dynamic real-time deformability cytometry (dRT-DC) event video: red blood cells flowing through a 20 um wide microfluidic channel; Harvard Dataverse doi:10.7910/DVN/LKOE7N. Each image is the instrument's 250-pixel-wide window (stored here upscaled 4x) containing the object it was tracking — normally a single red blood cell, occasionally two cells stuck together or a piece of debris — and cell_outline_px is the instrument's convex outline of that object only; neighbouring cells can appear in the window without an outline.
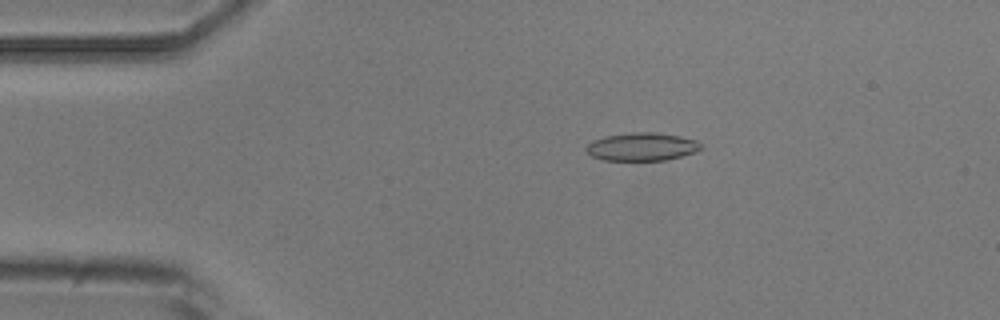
{"species": "common noctule bat (a hibernating species)", "species_latin": "Nyctalus noctula", "temperature_condition": "room temperature", "stored_images_in_passage": 2, "camera_frame_rate_fps": 3000, "um_per_image_px": 0.085, "animal": {"sex": "male", "body_mass_g": 20.5, "forearm_length_mm": 52.5}, "frame": {"image": 1, "passage_image": 1, "time_ms": 0.0, "image_size_px": [1000, 320], "cell_outline_px": [[704, 148], [696, 152], [668, 160], [604, 160], [592, 156], [584, 148], [592, 140], [604, 136], [632, 132], [656, 132], [680, 136], [696, 140]], "centroid_in_image_um": [54.58, 12.47], "position_along_channel_um": 30.4, "area_um2": 18.9}}